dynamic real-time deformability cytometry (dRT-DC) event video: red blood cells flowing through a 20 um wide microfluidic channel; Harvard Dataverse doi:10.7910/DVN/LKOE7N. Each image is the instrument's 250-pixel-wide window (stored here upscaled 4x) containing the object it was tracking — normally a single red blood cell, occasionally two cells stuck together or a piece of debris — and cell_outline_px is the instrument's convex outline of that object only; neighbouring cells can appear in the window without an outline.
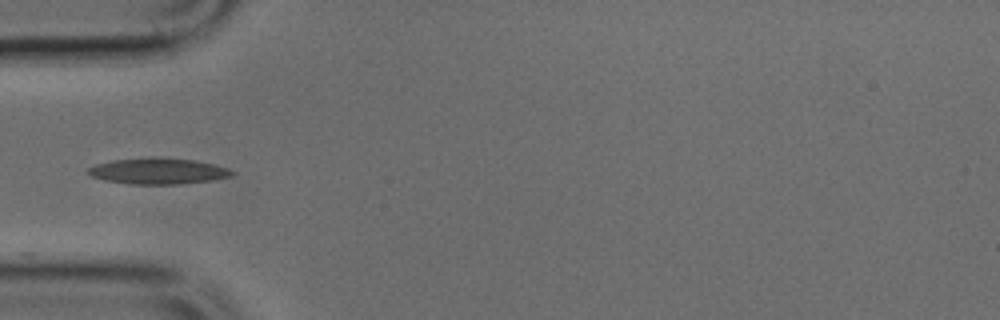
{"species": "common noctule bat (a hibernating species)", "species_latin": "Nyctalus noctula", "temperature_condition": "cold", "stored_images_in_passage": 35, "camera_frame_rate_fps": 3000, "um_per_image_px": 0.085, "animal": {"sex": "male", "body_mass_g": 17.9, "forearm_length_mm": 54.2}, "frame": {"image": 1, "passage_image": 1, "time_ms": 0.0, "image_size_px": [1000, 320], "cell_outline_px": [[236, 172], [232, 176], [212, 180], [180, 184], [132, 184], [104, 180], [92, 176], [88, 172], [88, 168], [96, 164], [112, 160], [196, 160], [228, 168]], "centroid_in_image_um": [13.48, 14.59], "position_along_channel_um": 71.5, "area_um2": 20.75}}
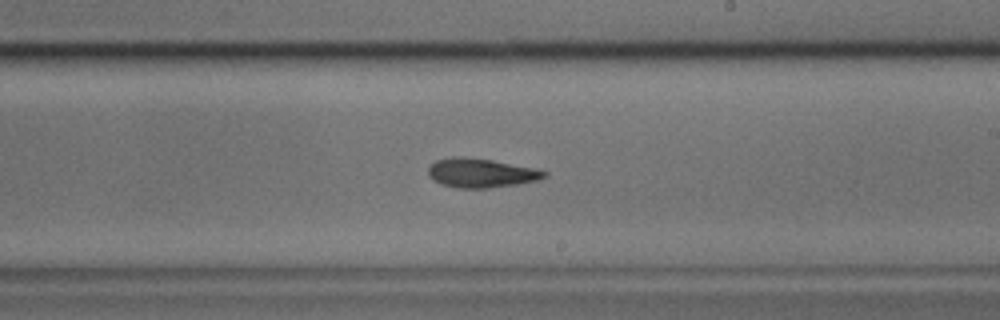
{"frame": {"image": 2, "passage_image": 14, "time_ms": 4.333, "image_size_px": [1000, 320], "cell_outline_px": [[548, 176], [536, 180], [516, 184], [488, 188], [456, 188], [440, 184], [432, 180], [428, 176], [428, 168], [436, 160], [452, 156], [464, 156], [492, 160], [536, 168], [548, 172]], "centroid_in_image_um": [40.86, 14.7], "position_along_channel_um": 248.1, "area_um2": 19.88}}
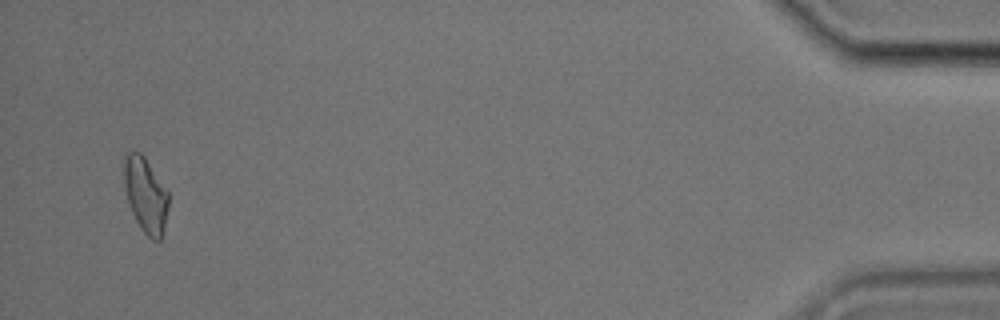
{"frame": {"image": 3, "passage_image": 33, "time_ms": 10.667, "image_size_px": [1000, 320], "cell_outline_px": [[168, 208], [160, 240], [152, 240], [140, 228], [132, 212], [128, 200], [124, 184], [124, 152], [140, 152], [144, 156], [168, 192]], "centroid_in_image_um": [12.36, 16.55], "position_along_channel_um": 422.8, "area_um2": 19.13}}